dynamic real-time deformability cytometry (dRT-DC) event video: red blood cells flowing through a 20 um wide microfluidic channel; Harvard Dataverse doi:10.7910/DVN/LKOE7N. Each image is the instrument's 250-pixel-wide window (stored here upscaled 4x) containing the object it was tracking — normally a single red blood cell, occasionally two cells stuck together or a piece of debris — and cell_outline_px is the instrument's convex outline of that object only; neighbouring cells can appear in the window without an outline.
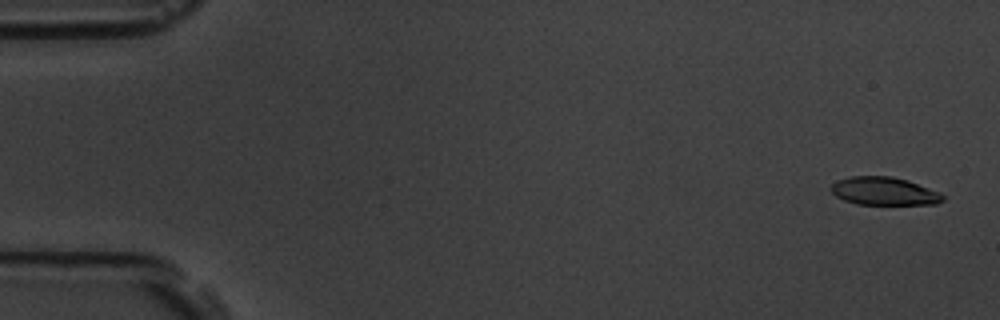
{"species": "common noctule bat (a hibernating species)", "species_latin": "Nyctalus noctula", "temperature_condition": "room temperature", "stored_images_in_passage": 6, "camera_frame_rate_fps": 3000, "um_per_image_px": 0.085, "animal": {"sex": "male", "body_mass_g": 19.5, "forearm_length_mm": 54.6}, "frame": {"image": 1, "passage_image": 1, "time_ms": 0.0, "image_size_px": [1000, 320], "cell_outline_px": [[944, 200], [936, 204], [856, 204], [844, 200], [836, 196], [828, 188], [836, 180], [852, 176], [892, 176], [908, 180], [940, 192], [944, 196]], "centroid_in_image_um": [75.13, 16.24], "position_along_channel_um": 9.9, "area_um2": 18.38}}